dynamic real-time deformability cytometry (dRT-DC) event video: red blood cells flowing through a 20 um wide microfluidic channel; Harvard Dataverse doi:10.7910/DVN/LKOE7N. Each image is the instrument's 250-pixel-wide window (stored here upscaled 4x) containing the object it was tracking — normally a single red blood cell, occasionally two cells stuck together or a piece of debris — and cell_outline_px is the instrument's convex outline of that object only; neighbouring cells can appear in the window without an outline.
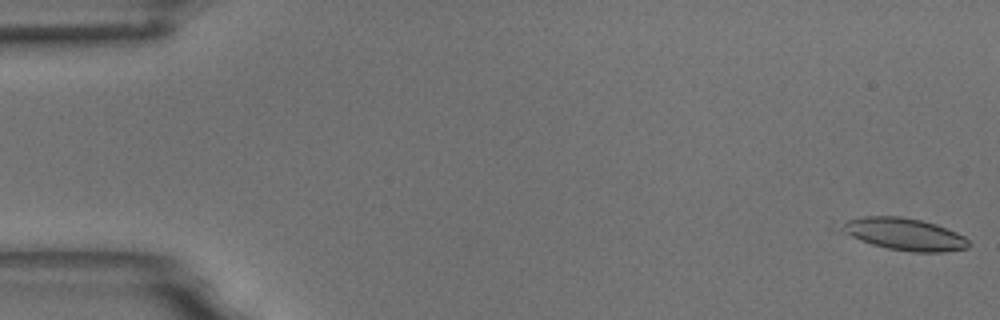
{"species": "common noctule bat (a hibernating species)", "species_latin": "Nyctalus noctula", "temperature_condition": "room temperature", "stored_images_in_passage": 25, "camera_frame_rate_fps": 3000, "um_per_image_px": 0.085, "animal": {"sex": "male", "body_mass_g": 18.8}, "frame": {"image": 1, "passage_image": 1, "time_ms": 0.0, "image_size_px": [1000, 320], "cell_outline_px": [[972, 244], [968, 248], [944, 252], [912, 252], [888, 248], [872, 244], [860, 240], [828, 228], [832, 220], [864, 216], [900, 216], [920, 220], [936, 224], [956, 232], [964, 236]], "centroid_in_image_um": [76.61, 19.86], "position_along_channel_um": 8.4, "area_um2": 25.03}}
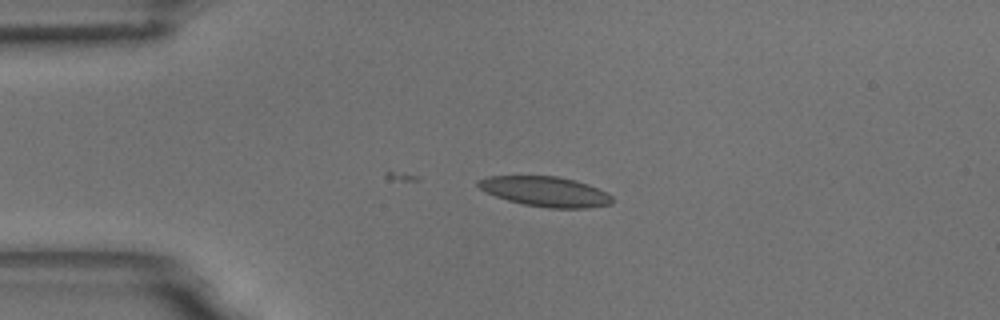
{"frame": {"image": 2, "passage_image": 13, "time_ms": 4.0, "image_size_px": [1000, 320], "cell_outline_px": [[612, 204], [588, 208], [548, 208], [524, 204], [508, 200], [496, 196], [480, 188], [476, 184], [476, 180], [488, 176], [556, 176], [576, 180], [588, 184], [612, 196]], "centroid_in_image_um": [46.35, 16.28], "position_along_channel_um": 38.6, "area_um2": 23.29}}